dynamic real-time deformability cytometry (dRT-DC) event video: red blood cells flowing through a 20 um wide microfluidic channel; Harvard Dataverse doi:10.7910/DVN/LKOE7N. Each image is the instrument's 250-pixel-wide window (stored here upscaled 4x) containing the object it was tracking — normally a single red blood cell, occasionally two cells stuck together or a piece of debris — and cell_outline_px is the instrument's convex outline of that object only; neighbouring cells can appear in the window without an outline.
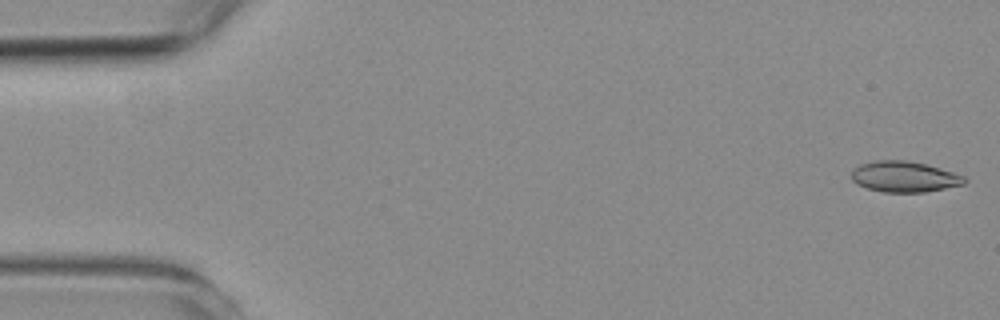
{"species": "common noctule bat (a hibernating species)", "species_latin": "Nyctalus noctula", "temperature_condition": "room temperature", "stored_images_in_passage": 57, "camera_frame_rate_fps": 3000, "um_per_image_px": 0.085, "animal": {"sex": "female", "body_mass_g": 19.3, "forearm_length_mm": 54.1}, "frame": {"image": 1, "passage_image": 1, "time_ms": 0.0, "image_size_px": [1000, 320], "cell_outline_px": [[968, 180], [964, 184], [924, 192], [884, 192], [868, 188], [852, 180], [852, 172], [860, 164], [876, 160], [904, 160], [924, 164], [952, 172], [964, 176]], "centroid_in_image_um": [76.88, 15.02], "position_along_channel_um": 8.1, "area_um2": 19.88}}
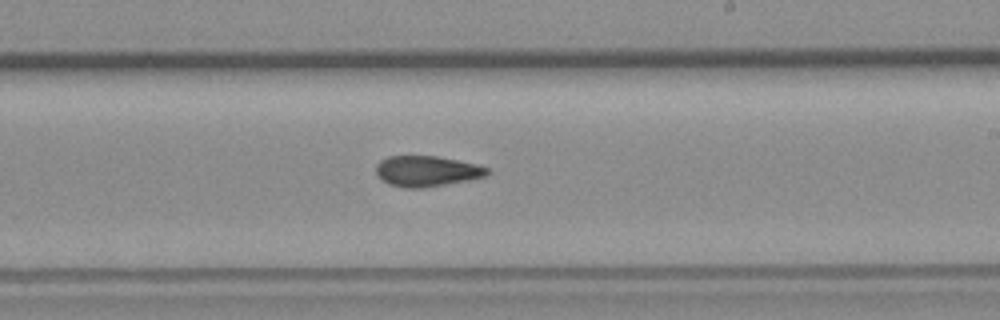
{"frame": {"image": 2, "passage_image": 33, "time_ms": 10.667, "image_size_px": [1000, 320], "cell_outline_px": [[492, 172], [488, 176], [468, 180], [420, 188], [404, 188], [388, 184], [380, 180], [376, 172], [376, 164], [380, 160], [388, 156], [436, 156], [476, 164], [488, 168]], "centroid_in_image_um": [36.26, 14.55], "position_along_channel_um": 252.7, "area_um2": 19.94}}
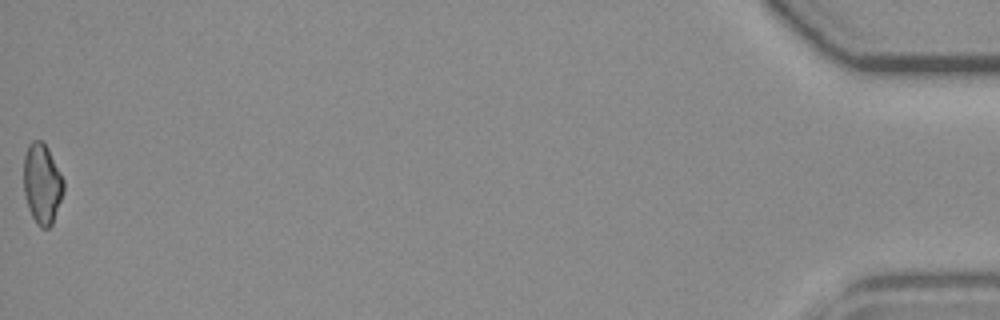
{"frame": {"image": 3, "passage_image": 57, "time_ms": 18.667, "image_size_px": [1000, 320], "cell_outline_px": [[64, 192], [52, 224], [48, 228], [40, 228], [36, 224], [28, 208], [24, 192], [24, 156], [28, 144], [32, 140], [44, 140], [64, 180]], "centroid_in_image_um": [3.58, 15.61], "position_along_channel_um": 431.6, "area_um2": 18.84}, "authors_computed_cell_mechanics": {"area_um2": 19.8832, "velocity_mm_per_s": 3.5761, "shape_relaxation_time_tau1_ms": null, "shape_relaxation_time_tau2_ms": 5.5047, "deformation_change_tau1": null, "deformation_change_tau2": 0.1296}}